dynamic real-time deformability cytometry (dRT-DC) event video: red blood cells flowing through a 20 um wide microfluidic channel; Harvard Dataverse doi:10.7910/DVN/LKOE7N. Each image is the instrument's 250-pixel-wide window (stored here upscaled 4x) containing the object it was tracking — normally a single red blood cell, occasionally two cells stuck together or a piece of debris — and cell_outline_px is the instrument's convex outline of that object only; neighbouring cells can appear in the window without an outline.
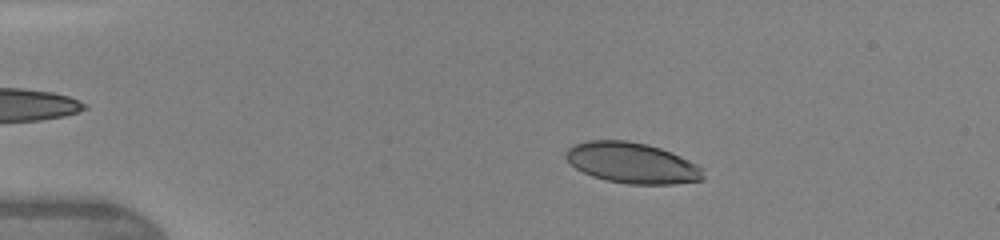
{"species": "human", "species_latin": "Homo sapiens", "temperature_condition": "warm", "stored_images_in_passage": 46, "camera_frame_rate_fps": 3000, "um_per_image_px": 0.085, "donor": {"sex": "female"}, "frame": {"image": 1, "passage_image": 9, "time_ms": 2.667, "image_size_px": [1000, 240], "cell_outline_px": [[704, 180], [672, 184], [628, 184], [604, 180], [592, 176], [576, 168], [564, 156], [564, 152], [568, 148], [576, 144], [588, 140], [628, 140], [648, 144], [660, 148], [680, 156], [704, 168]], "centroid_in_image_um": [53.74, 13.85], "position_along_channel_um": 31.3, "area_um2": 32.71}}
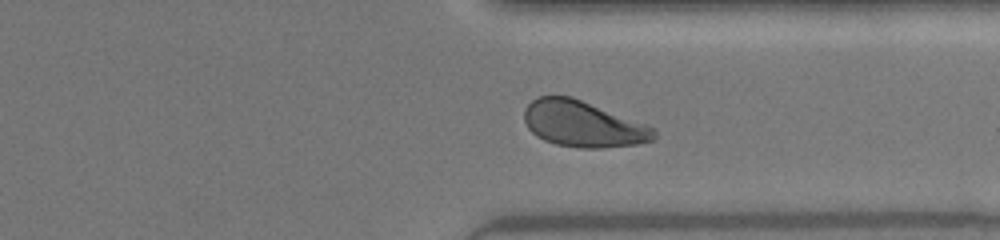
{"frame": {"image": 2, "passage_image": 36, "time_ms": 11.667, "image_size_px": [1000, 240], "cell_outline_px": [[656, 136], [652, 140], [636, 144], [604, 148], [580, 148], [556, 144], [544, 140], [536, 136], [528, 128], [524, 120], [524, 108], [532, 100], [540, 96], [572, 96], [656, 128]], "centroid_in_image_um": [49.54, 10.54], "position_along_channel_um": 361.9, "area_um2": 34.8}}
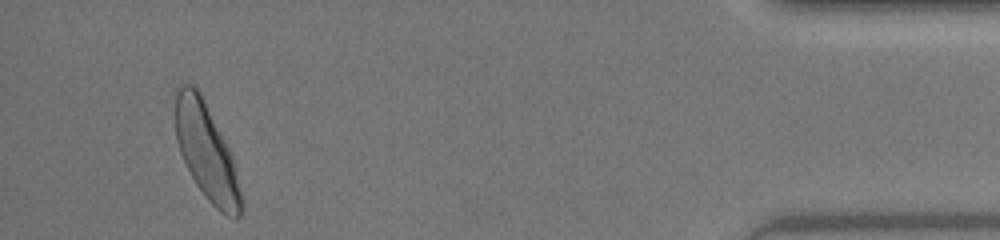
{"frame": {"image": 3, "passage_image": 44, "time_ms": 14.333, "image_size_px": [1000, 240], "cell_outline_px": [[244, 204], [240, 216], [228, 216], [220, 212], [208, 200], [196, 184], [180, 152], [176, 140], [176, 88], [180, 84], [192, 84], [200, 92], [228, 148], [232, 160], [244, 200]], "centroid_in_image_um": [17.55, 12.93], "position_along_channel_um": 417.7, "area_um2": 36.13}, "authors_computed_cell_mechanics": {"area_um2": 34.6222, "velocity_mm_per_s": 4.3678, "shape_relaxation_time_tau1_ms": 2.0994, "shape_relaxation_time_tau2_ms": null, "deformation_change_tau1": 0.1274, "deformation_change_tau2": null}}